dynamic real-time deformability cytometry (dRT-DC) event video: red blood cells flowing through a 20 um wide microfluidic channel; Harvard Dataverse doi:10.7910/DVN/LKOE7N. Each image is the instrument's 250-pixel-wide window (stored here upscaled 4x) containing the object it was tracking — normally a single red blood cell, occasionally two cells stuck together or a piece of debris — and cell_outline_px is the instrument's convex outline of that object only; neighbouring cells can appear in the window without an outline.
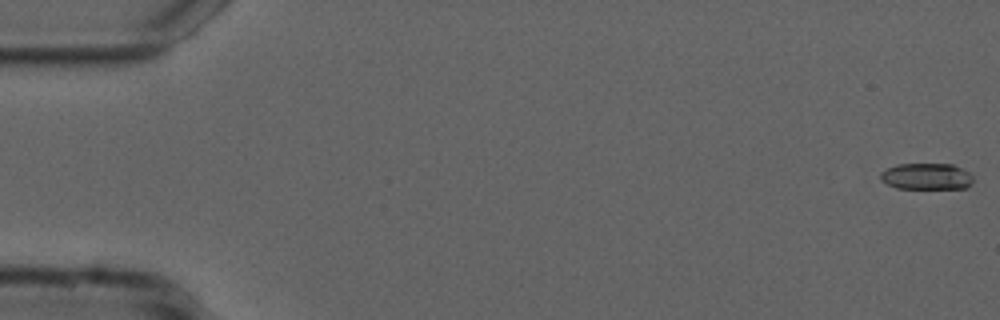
{"species": "common noctule bat (a hibernating species)", "species_latin": "Nyctalus noctula", "temperature_condition": "cold", "stored_images_in_passage": 55, "camera_frame_rate_fps": 3000, "um_per_image_px": 0.085, "animal": {"sex": "male", "forearm_length_mm": 52.5}, "frame": {"image": 1, "passage_image": 1, "time_ms": 0.0, "image_size_px": [1000, 320], "cell_outline_px": [[972, 180], [968, 188], [896, 188], [880, 180], [880, 172], [896, 164], [952, 164], [968, 172], [972, 176]], "centroid_in_image_um": [78.73, 14.99], "position_along_channel_um": 6.3, "area_um2": 14.16}}
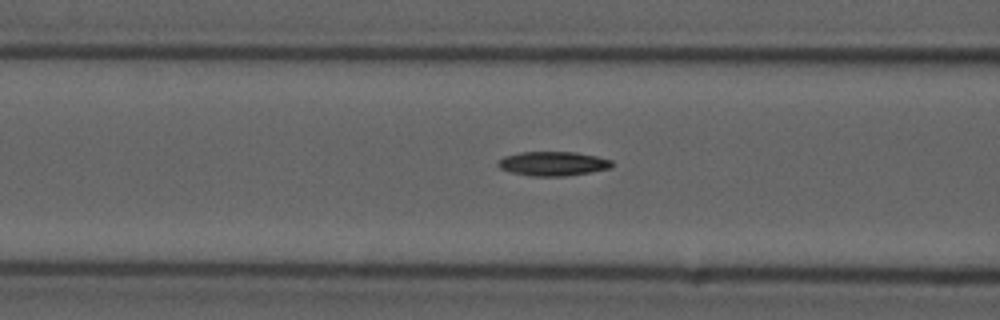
{"frame": {"image": 2, "passage_image": 22, "time_ms": 7.0, "image_size_px": [1000, 320], "cell_outline_px": [[612, 168], [592, 172], [568, 176], [532, 176], [512, 172], [500, 168], [496, 164], [504, 156], [520, 152], [576, 152], [596, 156], [612, 160]], "centroid_in_image_um": [47.03, 13.91], "position_along_channel_um": 119.6, "area_um2": 16.13}}
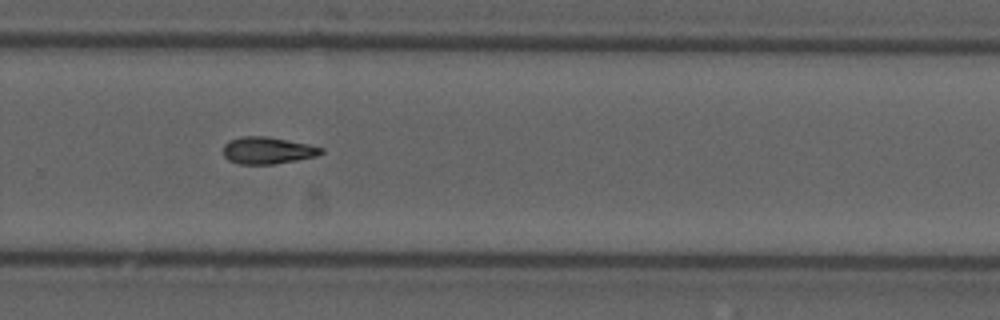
{"frame": {"image": 3, "passage_image": 37, "time_ms": 12.0, "image_size_px": [1000, 320], "cell_outline_px": [[324, 152], [316, 156], [296, 160], [272, 164], [240, 164], [228, 160], [224, 156], [224, 144], [228, 140], [244, 136], [264, 136], [308, 144], [324, 148]], "centroid_in_image_um": [22.73, 12.79], "position_along_channel_um": 307.1, "area_um2": 15.26}, "authors_computed_cell_mechanics": {"area_um2": 15.2592, "velocity_mm_per_s": 3.7593, "shape_relaxation_time_tau1_ms": 5.3872, "shape_relaxation_time_tau2_ms": null, "deformation_change_tau1": 0.1518, "deformation_change_tau2": null}}